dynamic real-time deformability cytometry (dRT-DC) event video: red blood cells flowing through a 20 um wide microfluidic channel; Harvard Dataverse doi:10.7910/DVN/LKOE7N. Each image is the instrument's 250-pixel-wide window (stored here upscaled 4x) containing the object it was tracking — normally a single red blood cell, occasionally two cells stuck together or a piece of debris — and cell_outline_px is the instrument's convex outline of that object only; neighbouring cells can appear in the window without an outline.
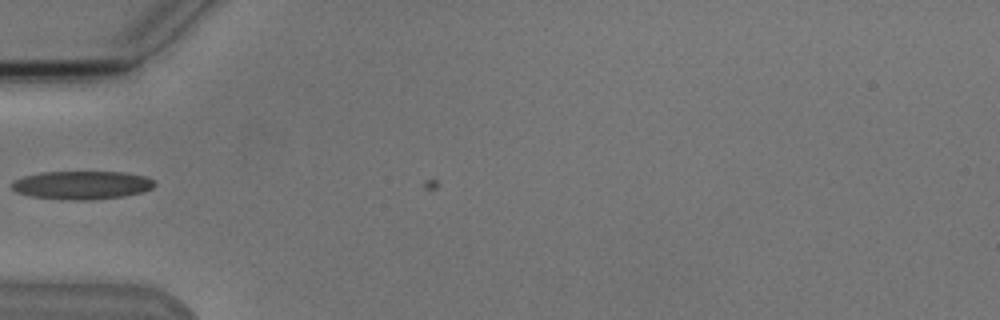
{"species": "Egyptian fruit bat (a non-hibernating species)", "species_latin": "Rousettus aegyptiacus", "temperature_condition": "cold", "stored_images_in_passage": 18, "camera_frame_rate_fps": 3000, "um_per_image_px": 0.085, "animal": {"sex": "male"}, "frame": {"image": 1, "passage_image": 17, "time_ms": 5.333, "image_size_px": [1000, 320], "cell_outline_px": [[156, 184], [152, 188], [144, 192], [124, 196], [92, 200], [60, 200], [32, 196], [16, 192], [12, 188], [12, 184], [16, 180], [24, 176], [40, 172], [124, 172], [144, 176], [156, 180]], "centroid_in_image_um": [7.0, 15.74], "position_along_channel_um": 78.0, "area_um2": 23.76}}